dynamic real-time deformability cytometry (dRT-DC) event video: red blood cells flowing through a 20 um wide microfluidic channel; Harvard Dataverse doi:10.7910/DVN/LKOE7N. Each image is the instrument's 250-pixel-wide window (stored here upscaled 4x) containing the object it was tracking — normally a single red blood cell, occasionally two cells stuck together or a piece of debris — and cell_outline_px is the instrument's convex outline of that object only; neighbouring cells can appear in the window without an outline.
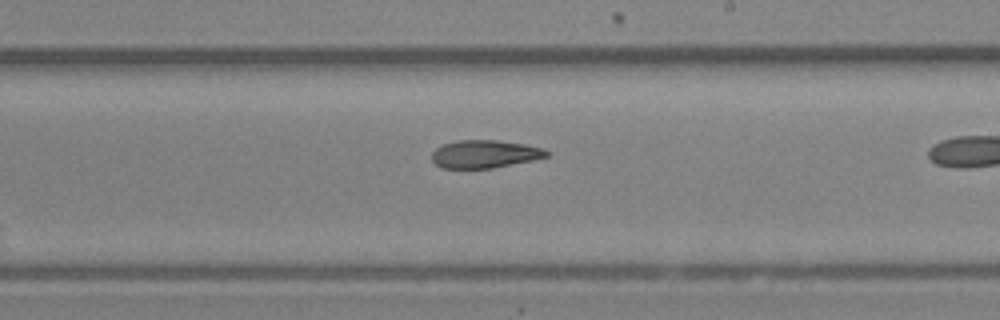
{"species": "Egyptian fruit bat (a non-hibernating species)", "species_latin": "Rousettus aegyptiacus", "temperature_condition": "room temperature", "stored_images_in_passage": 25, "camera_frame_rate_fps": 3000, "um_per_image_px": 0.085, "animal": {"sex": "female"}, "frame": {"image": 1, "passage_image": 18, "time_ms": 5.667, "image_size_px": [1000, 320], "cell_outline_px": [[548, 156], [532, 160], [492, 168], [440, 168], [432, 160], [432, 152], [436, 148], [444, 144], [456, 140], [496, 140], [524, 144], [544, 148], [548, 152]], "centroid_in_image_um": [41.18, 13.09], "position_along_channel_um": 247.8, "area_um2": 18.55}}
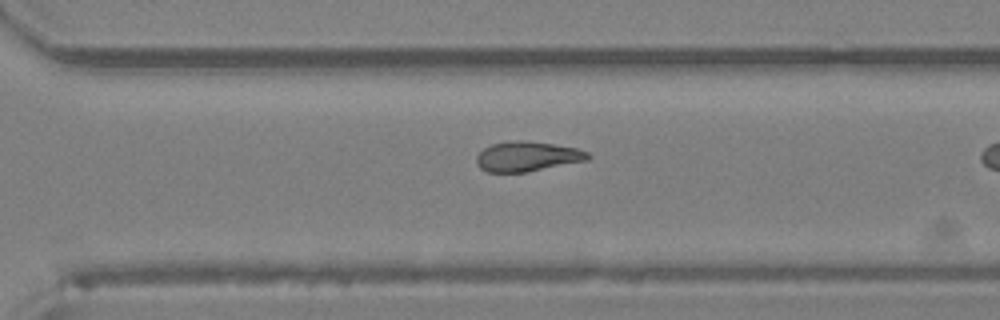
{"frame": {"image": 2, "passage_image": 22, "time_ms": 7.0, "image_size_px": [1000, 320], "cell_outline_px": [[592, 156], [588, 160], [528, 172], [488, 172], [480, 168], [476, 164], [476, 156], [484, 148], [492, 144], [516, 140], [524, 140], [552, 144], [576, 148], [588, 152]], "centroid_in_image_um": [44.82, 13.3], "position_along_channel_um": 325.8, "area_um2": 19.42}}